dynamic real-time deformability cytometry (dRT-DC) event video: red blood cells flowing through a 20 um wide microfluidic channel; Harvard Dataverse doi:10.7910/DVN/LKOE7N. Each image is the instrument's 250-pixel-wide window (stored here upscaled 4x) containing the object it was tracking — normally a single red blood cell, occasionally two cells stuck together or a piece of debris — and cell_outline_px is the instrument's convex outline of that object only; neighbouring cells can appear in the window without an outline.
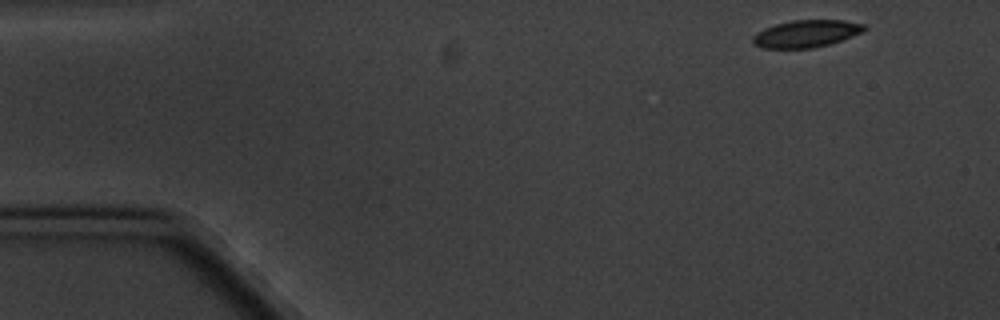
{"species": "common noctule bat (a hibernating species)", "species_latin": "Nyctalus noctula", "temperature_condition": "cold", "stored_images_in_passage": 4, "camera_frame_rate_fps": 3000, "um_per_image_px": 0.085, "animal": {"sex": "male", "body_mass_g": 20.1, "forearm_length_mm": 53.5}, "frame": {"image": 1, "passage_image": 1, "time_ms": 0.0, "image_size_px": [1000, 320], "cell_outline_px": [[868, 28], [864, 32], [828, 44], [812, 48], [764, 48], [752, 44], [752, 36], [756, 32], [764, 28], [776, 24], [792, 20], [844, 20], [864, 24]], "centroid_in_image_um": [68.52, 2.85], "position_along_channel_um": 16.5, "area_um2": 17.74}}
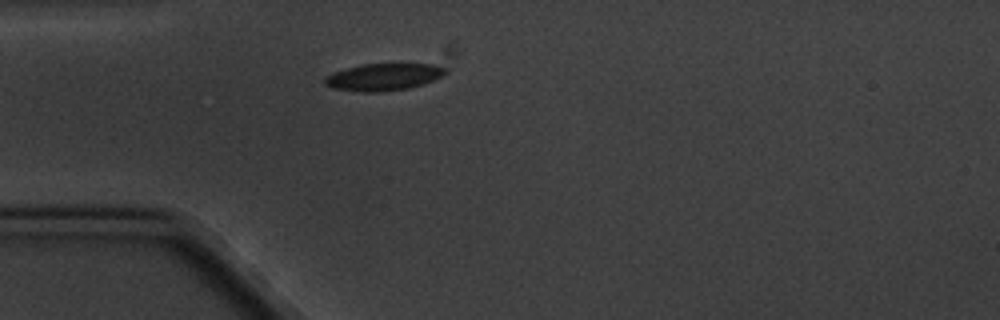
{"frame": {"image": 2, "passage_image": 4, "time_ms": 3.667, "image_size_px": [1000, 320], "cell_outline_px": [[448, 72], [444, 76], [424, 84], [408, 88], [376, 92], [364, 92], [332, 88], [324, 84], [324, 76], [332, 72], [360, 64], [396, 60], [432, 64], [444, 68]], "centroid_in_image_um": [32.63, 6.48], "position_along_channel_um": 52.4, "area_um2": 20.17}}